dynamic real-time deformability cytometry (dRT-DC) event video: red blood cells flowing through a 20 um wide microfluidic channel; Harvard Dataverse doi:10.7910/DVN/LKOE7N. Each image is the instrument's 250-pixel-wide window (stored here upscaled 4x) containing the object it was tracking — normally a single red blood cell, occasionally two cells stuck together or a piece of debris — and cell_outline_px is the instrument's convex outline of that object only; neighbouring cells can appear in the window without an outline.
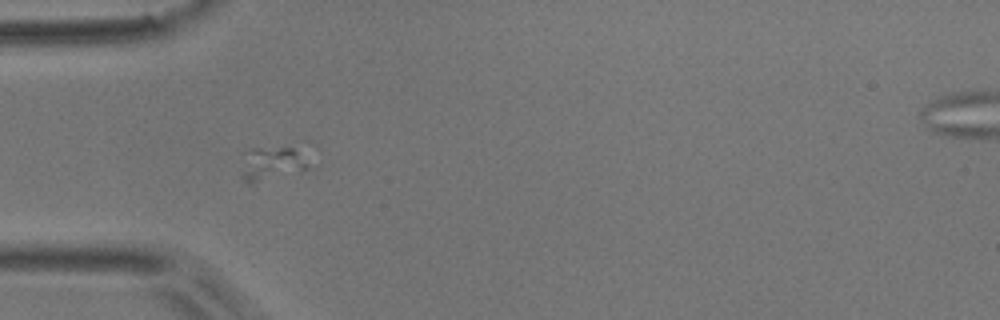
{"species": "common noctule bat (a hibernating species)", "species_latin": "Nyctalus noctula", "temperature_condition": "room temperature", "stored_images_in_passage": 9, "camera_frame_rate_fps": 3000, "um_per_image_px": 0.085, "animal": {"sex": "male", "body_mass_g": 17.9}, "frame": {"image": 1, "passage_image": 5, "time_ms": 1.333, "image_size_px": [1000, 320], "cell_outline_px": [[308, 168], [300, 172], [252, 184], [248, 184], [244, 180], [244, 172], [252, 148], [304, 140], [308, 140]], "centroid_in_image_um": [23.49, 13.72], "position_along_channel_um": 61.5, "area_um2": 14.74}}
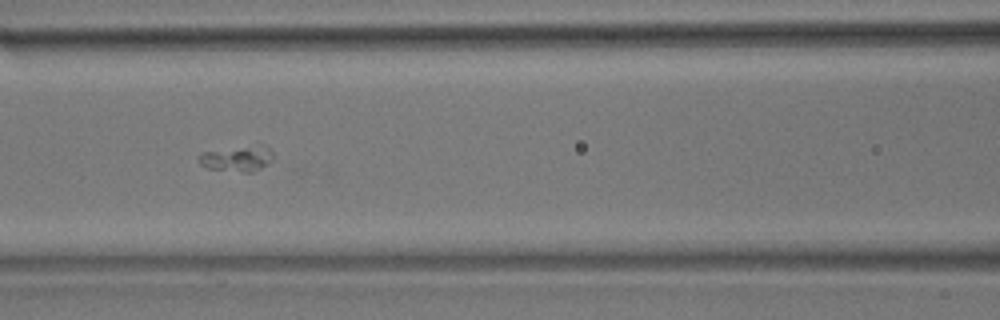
{"frame": {"image": 2, "passage_image": 7, "time_ms": 2.0, "image_size_px": [1000, 320], "cell_outline_px": [[272, 160], [268, 164], [252, 172], [244, 172], [208, 168], [200, 164], [196, 160], [196, 156], [204, 152], [264, 144], [272, 152]], "centroid_in_image_um": [20.15, 13.48], "position_along_channel_um": 146.4, "area_um2": 10.92}}
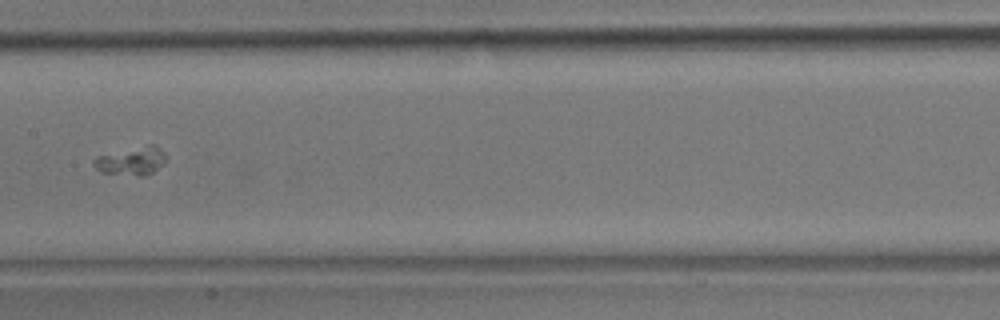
{"frame": {"image": 3, "passage_image": 8, "time_ms": 2.333, "image_size_px": [1000, 320], "cell_outline_px": [[164, 164], [152, 172], [144, 176], [140, 176], [104, 172], [96, 168], [92, 164], [92, 160], [96, 156], [148, 144], [152, 144], [160, 148], [164, 152]], "centroid_in_image_um": [11.17, 13.67], "position_along_channel_um": 196.2, "area_um2": 11.73}}